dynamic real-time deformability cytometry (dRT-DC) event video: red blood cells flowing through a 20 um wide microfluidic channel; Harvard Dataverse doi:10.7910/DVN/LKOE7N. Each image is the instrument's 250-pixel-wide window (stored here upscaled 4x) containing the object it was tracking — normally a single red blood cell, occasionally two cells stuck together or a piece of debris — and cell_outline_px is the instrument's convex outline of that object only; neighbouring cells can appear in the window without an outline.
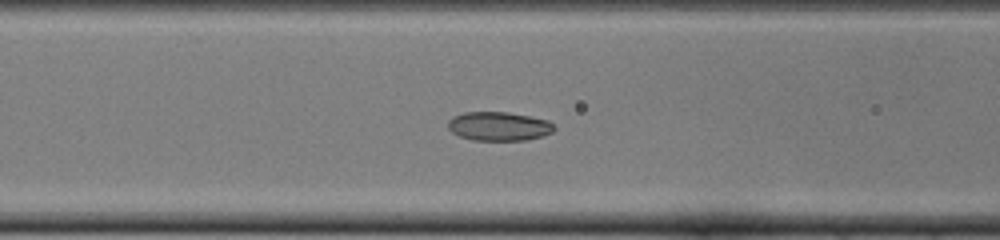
{"species": "common noctule bat (a hibernating species)", "species_latin": "Nyctalus noctula", "temperature_condition": "cold", "stored_images_in_passage": 51, "camera_frame_rate_fps": 3000, "um_per_image_px": 0.085, "animal": {"sex": "female", "body_mass_g": 22.0, "forearm_length_mm": 56.7}, "frame": {"image": 1, "passage_image": 20, "time_ms": 6.333, "image_size_px": [1000, 240], "cell_outline_px": [[556, 128], [552, 132], [544, 136], [528, 140], [472, 140], [460, 136], [452, 132], [448, 128], [448, 120], [452, 116], [464, 112], [508, 112], [548, 120]], "centroid_in_image_um": [42.4, 10.73], "position_along_channel_um": 124.2, "area_um2": 17.98}}
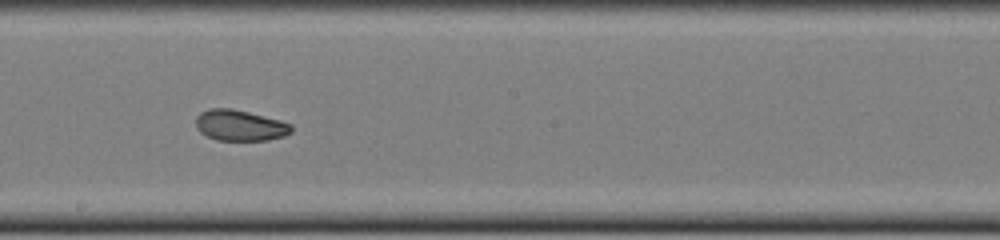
{"frame": {"image": 2, "passage_image": 28, "time_ms": 9.0, "image_size_px": [1000, 240], "cell_outline_px": [[292, 132], [284, 136], [268, 140], [216, 140], [200, 132], [196, 128], [196, 116], [200, 112], [208, 108], [232, 108], [280, 120], [292, 124]], "centroid_in_image_um": [20.38, 10.65], "position_along_channel_um": 227.8, "area_um2": 17.28}}
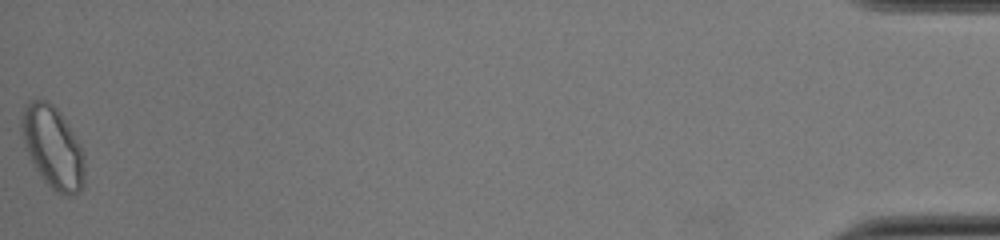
{"frame": {"image": 3, "passage_image": 51, "time_ms": 16.667, "image_size_px": [1000, 240], "cell_outline_px": [[84, 184], [72, 196], [68, 196], [56, 192], [40, 176], [28, 152], [20, 128], [20, 120], [24, 108], [32, 100], [48, 100], [60, 112], [80, 144], [84, 152]], "centroid_in_image_um": [4.5, 12.51], "position_along_channel_um": 430.7, "area_um2": 29.71}, "authors_computed_cell_mechanics": {"area_um2": 18.9006, "velocity_mm_per_s": 3.8991, "shape_relaxation_time_tau1_ms": null, "shape_relaxation_time_tau2_ms": 2.8979, "deformation_change_tau1": null, "deformation_change_tau2": 0.0642}}